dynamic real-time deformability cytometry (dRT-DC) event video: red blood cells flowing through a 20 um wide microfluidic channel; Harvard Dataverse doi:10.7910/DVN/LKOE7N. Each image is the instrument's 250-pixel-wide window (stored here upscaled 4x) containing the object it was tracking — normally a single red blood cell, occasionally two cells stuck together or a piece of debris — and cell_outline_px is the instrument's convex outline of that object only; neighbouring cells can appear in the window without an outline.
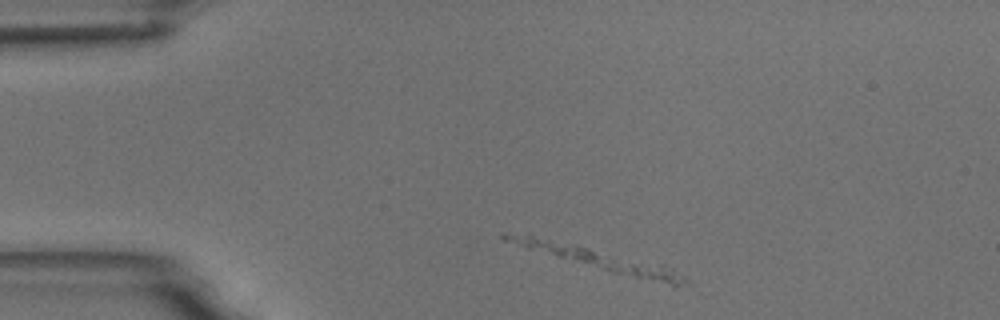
{"species": "common noctule bat (a hibernating species)", "species_latin": "Nyctalus noctula", "temperature_condition": "room temperature", "stored_images_in_passage": 2, "camera_frame_rate_fps": 3000, "um_per_image_px": 0.085, "animal": {"sex": "male", "body_mass_g": 18.8}, "frame": {"image": 1, "passage_image": 1, "time_ms": 0.0, "image_size_px": [1000, 320], "cell_outline_px": [[688, 284], [672, 284], [612, 272], [500, 240], [500, 236], [504, 232], [532, 232], [660, 264], [672, 268], [684, 276]], "centroid_in_image_um": [50.61, 21.87], "position_along_channel_um": 34.4, "area_um2": 22.72}}